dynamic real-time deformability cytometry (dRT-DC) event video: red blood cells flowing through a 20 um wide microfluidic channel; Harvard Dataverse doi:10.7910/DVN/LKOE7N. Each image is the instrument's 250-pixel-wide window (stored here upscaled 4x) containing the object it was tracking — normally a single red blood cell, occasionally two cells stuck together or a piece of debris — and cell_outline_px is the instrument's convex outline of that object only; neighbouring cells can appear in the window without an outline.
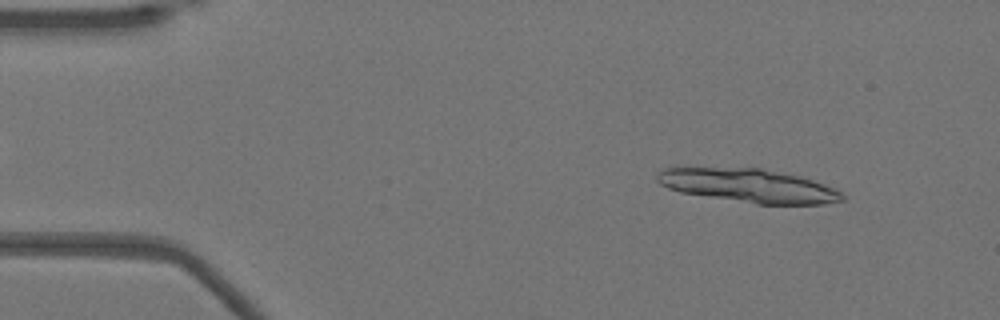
{"species": "Egyptian fruit bat (a non-hibernating species)", "species_latin": "Rousettus aegyptiacus", "temperature_condition": "warm", "stored_images_in_passage": 19, "camera_frame_rate_fps": 3000, "um_per_image_px": 0.085, "animal": {"sex": "female"}, "frame": {"image": 1, "passage_image": 6, "time_ms": 1.667, "image_size_px": [1000, 320], "cell_outline_px": [[844, 200], [824, 204], [756, 204], [680, 192], [668, 188], [660, 184], [656, 180], [656, 172], [664, 168], [760, 168], [800, 176], [836, 188], [844, 196]], "centroid_in_image_um": [63.63, 15.78], "position_along_channel_um": 21.4, "area_um2": 36.13}}